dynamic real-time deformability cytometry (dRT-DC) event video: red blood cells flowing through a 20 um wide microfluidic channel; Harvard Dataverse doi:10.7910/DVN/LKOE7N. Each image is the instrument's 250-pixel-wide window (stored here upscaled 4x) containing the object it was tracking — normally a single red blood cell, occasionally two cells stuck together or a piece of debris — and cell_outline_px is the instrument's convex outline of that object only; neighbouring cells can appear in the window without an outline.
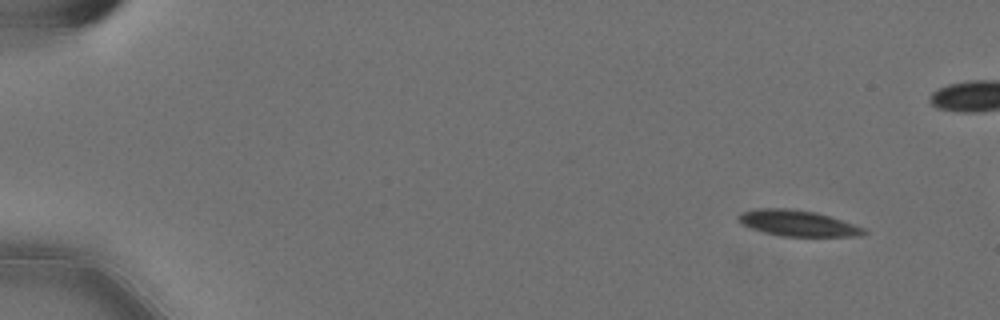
{"species": "Egyptian fruit bat (a non-hibernating species)", "species_latin": "Rousettus aegyptiacus", "temperature_condition": "cold", "stored_images_in_passage": 13, "camera_frame_rate_fps": 3000, "um_per_image_px": 0.085, "animal": {"sex": "female"}, "frame": {"image": 1, "passage_image": 1, "time_ms": 0.0, "image_size_px": [1000, 320], "cell_outline_px": [[868, 232], [860, 236], [784, 236], [764, 232], [740, 224], [736, 220], [736, 216], [740, 212], [756, 208], [788, 208], [816, 212], [864, 228]], "centroid_in_image_um": [67.73, 18.96], "position_along_channel_um": 17.3, "area_um2": 18.9}}